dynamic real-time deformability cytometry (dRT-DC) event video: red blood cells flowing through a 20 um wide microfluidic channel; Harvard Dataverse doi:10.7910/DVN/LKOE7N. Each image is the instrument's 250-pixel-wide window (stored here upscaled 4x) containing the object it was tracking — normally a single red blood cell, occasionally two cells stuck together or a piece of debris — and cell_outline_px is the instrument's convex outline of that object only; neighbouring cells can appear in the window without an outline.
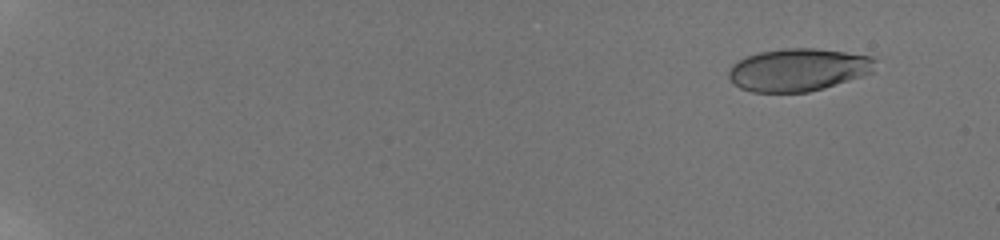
{"species": "human", "species_latin": "Homo sapiens", "temperature_condition": "room temperature", "stored_images_in_passage": 8, "camera_frame_rate_fps": 3000, "um_per_image_px": 0.085, "donor": {"sex": "male"}, "frame": {"image": 1, "passage_image": 2, "time_ms": 1.333, "image_size_px": [1000, 240], "cell_outline_px": [[876, 60], [872, 72], [824, 88], [808, 92], [752, 92], [740, 88], [732, 84], [728, 76], [728, 72], [732, 64], [748, 56], [760, 52], [784, 48], [816, 48], [872, 56]], "centroid_in_image_um": [67.82, 5.93], "position_along_channel_um": 17.2, "area_um2": 36.3}}
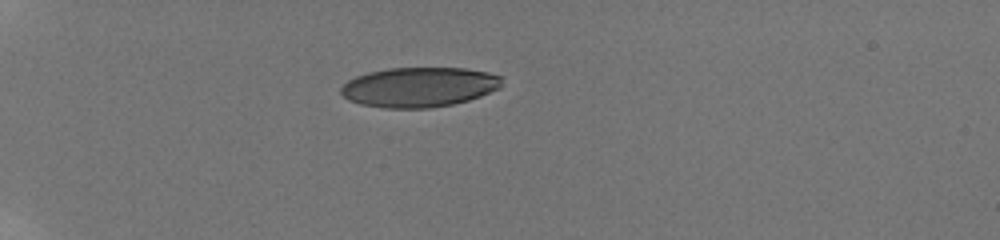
{"frame": {"image": 2, "passage_image": 6, "time_ms": 6.0, "image_size_px": [1000, 240], "cell_outline_px": [[500, 88], [480, 96], [468, 100], [452, 104], [428, 108], [384, 108], [360, 104], [348, 100], [340, 92], [340, 88], [348, 80], [356, 76], [368, 72], [388, 68], [464, 68], [488, 72], [500, 76]], "centroid_in_image_um": [35.59, 7.4], "position_along_channel_um": 49.4, "area_um2": 37.28}}
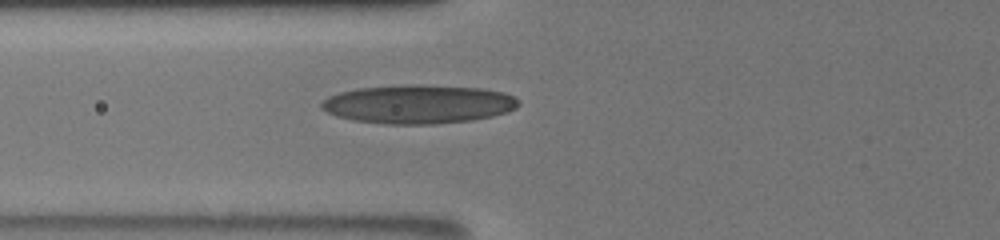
{"frame": {"image": 3, "passage_image": 8, "time_ms": 8.333, "image_size_px": [1000, 240], "cell_outline_px": [[520, 104], [516, 108], [508, 112], [492, 116], [472, 120], [436, 124], [384, 124], [352, 120], [336, 116], [320, 108], [320, 104], [328, 96], [340, 92], [356, 88], [404, 84], [424, 84], [480, 88], [504, 92], [520, 100]], "centroid_in_image_um": [35.56, 8.85], "position_along_channel_um": 90.2, "area_um2": 44.97}}